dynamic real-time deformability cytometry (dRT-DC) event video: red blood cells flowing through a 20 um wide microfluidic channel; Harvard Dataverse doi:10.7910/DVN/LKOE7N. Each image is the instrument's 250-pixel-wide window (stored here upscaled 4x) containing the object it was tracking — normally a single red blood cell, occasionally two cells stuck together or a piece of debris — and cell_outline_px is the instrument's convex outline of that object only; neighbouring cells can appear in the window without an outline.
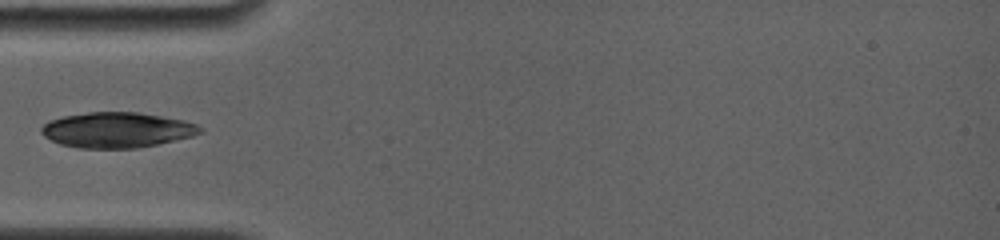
{"species": "common noctule bat (a hibernating species)", "species_latin": "Nyctalus noctula", "temperature_condition": "room temperature", "stored_images_in_passage": 6, "camera_frame_rate_fps": 4000, "um_per_image_px": 0.085, "animal": {"sex": "female", "body_mass_g": 19.0, "forearm_length_mm": 56.7}, "frame": {"image": 1, "passage_image": 1, "time_ms": 0.0, "image_size_px": [1000, 240], "cell_outline_px": [[204, 132], [192, 136], [176, 140], [136, 148], [80, 148], [60, 144], [44, 136], [40, 132], [40, 128], [48, 120], [64, 116], [88, 112], [136, 112], [184, 120], [196, 124], [204, 128]], "centroid_in_image_um": [9.94, 11.04], "position_along_channel_um": 75.1, "area_um2": 32.71}}